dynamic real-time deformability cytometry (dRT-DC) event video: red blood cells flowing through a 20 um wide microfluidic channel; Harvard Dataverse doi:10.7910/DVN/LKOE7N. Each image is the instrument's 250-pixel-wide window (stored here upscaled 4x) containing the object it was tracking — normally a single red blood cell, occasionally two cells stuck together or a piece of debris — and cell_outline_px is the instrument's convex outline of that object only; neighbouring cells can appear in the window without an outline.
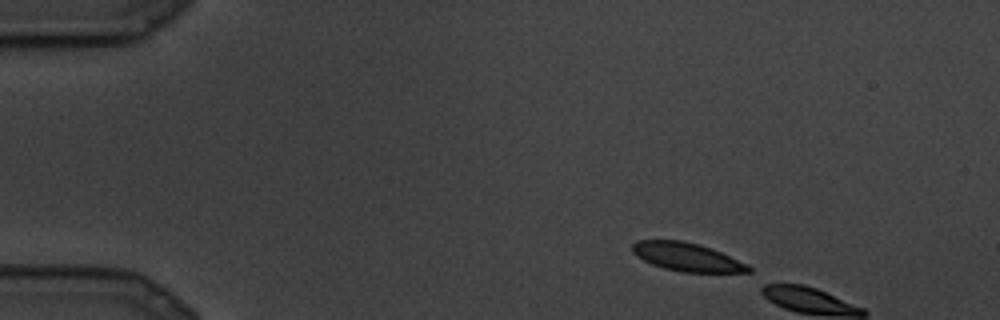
{"species": "common noctule bat (a hibernating species)", "species_latin": "Nyctalus noctula", "temperature_condition": "cold", "stored_images_in_passage": 3, "camera_frame_rate_fps": 3000, "um_per_image_px": 0.085, "animal": {"sex": "male", "body_mass_g": 19.5, "forearm_length_mm": 54.6}, "frame": {"image": 1, "passage_image": 1, "time_ms": 0.0, "image_size_px": [1000, 320], "cell_outline_px": [[752, 276], [680, 272], [664, 268], [652, 264], [644, 260], [632, 252], [632, 244], [636, 240], [684, 240], [700, 244], [720, 252], [748, 264], [752, 268]], "centroid_in_image_um": [58.57, 21.91], "position_along_channel_um": 26.4, "area_um2": 20.23}}